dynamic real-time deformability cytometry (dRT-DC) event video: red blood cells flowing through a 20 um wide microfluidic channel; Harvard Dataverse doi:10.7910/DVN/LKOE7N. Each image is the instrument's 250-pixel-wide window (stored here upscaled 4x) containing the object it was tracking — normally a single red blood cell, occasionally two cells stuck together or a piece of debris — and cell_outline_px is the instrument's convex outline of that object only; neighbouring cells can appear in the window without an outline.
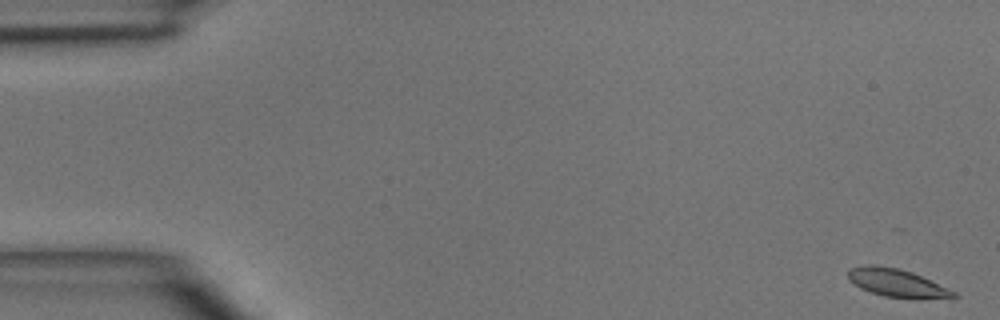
{"species": "common noctule bat (a hibernating species)", "species_latin": "Nyctalus noctula", "temperature_condition": "room temperature", "stored_images_in_passage": 4, "camera_frame_rate_fps": 3000, "um_per_image_px": 0.085, "animal": {"sex": "male", "body_mass_g": 15.6}, "frame": {"image": 1, "passage_image": 1, "time_ms": 0.0, "image_size_px": [1000, 320], "cell_outline_px": [[960, 296], [916, 300], [884, 296], [860, 288], [848, 280], [848, 272], [852, 268], [864, 264], [876, 264], [900, 268], [912, 272], [948, 288], [956, 292]], "centroid_in_image_um": [76.24, 24.05], "position_along_channel_um": 8.8, "area_um2": 17.51}}
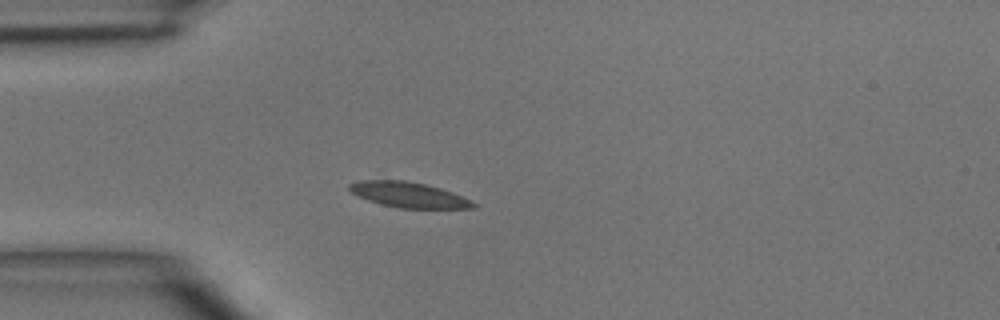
{"frame": {"image": 2, "passage_image": 4, "time_ms": 4.0, "image_size_px": [1000, 320], "cell_outline_px": [[476, 208], [400, 208], [368, 200], [352, 192], [348, 188], [348, 184], [356, 180], [404, 180], [424, 184], [440, 188], [452, 192], [472, 200], [476, 204]], "centroid_in_image_um": [34.74, 16.55], "position_along_channel_um": 50.3, "area_um2": 18.15}}